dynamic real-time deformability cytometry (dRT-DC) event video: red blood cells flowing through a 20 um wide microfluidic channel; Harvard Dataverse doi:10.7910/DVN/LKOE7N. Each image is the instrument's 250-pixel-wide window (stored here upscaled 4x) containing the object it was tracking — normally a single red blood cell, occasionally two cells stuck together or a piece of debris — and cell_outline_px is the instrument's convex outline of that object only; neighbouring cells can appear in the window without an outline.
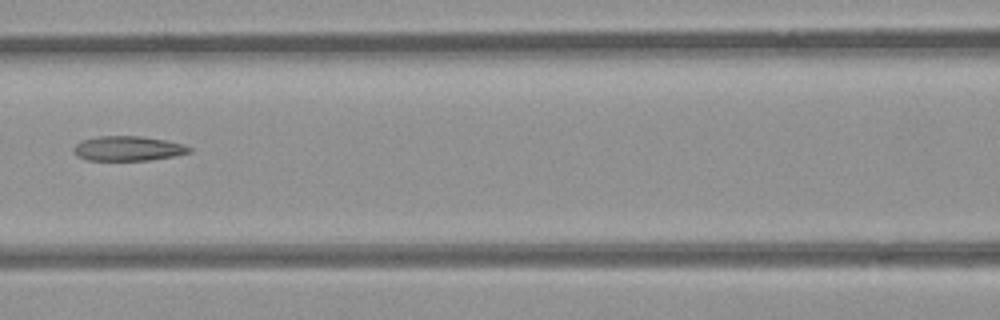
{"species": "common noctule bat (a hibernating species)", "species_latin": "Nyctalus noctula", "temperature_condition": "room temperature", "stored_images_in_passage": 8, "camera_frame_rate_fps": 3000, "um_per_image_px": 0.085, "animal": {"sex": "female", "body_mass_g": 21.9}, "frame": {"image": 1, "passage_image": 7, "time_ms": 8.0, "image_size_px": [1000, 320], "cell_outline_px": [[192, 152], [176, 156], [148, 160], [88, 160], [76, 156], [72, 148], [76, 144], [84, 140], [96, 136], [140, 136], [164, 140], [180, 144], [192, 148]], "centroid_in_image_um": [10.86, 12.62], "position_along_channel_um": 155.7, "area_um2": 16.59}}
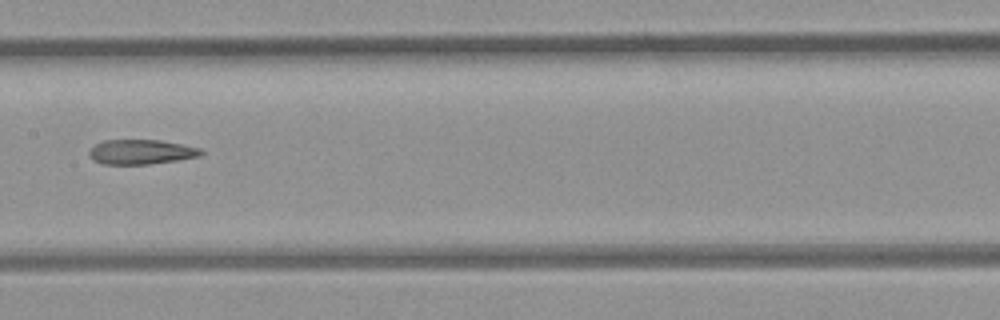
{"frame": {"image": 2, "passage_image": 8, "time_ms": 9.0, "image_size_px": [1000, 320], "cell_outline_px": [[204, 152], [200, 156], [176, 160], [148, 164], [104, 164], [92, 160], [88, 156], [88, 152], [96, 144], [104, 140], [160, 140], [200, 148]], "centroid_in_image_um": [11.97, 12.91], "position_along_channel_um": 195.4, "area_um2": 16.01}}